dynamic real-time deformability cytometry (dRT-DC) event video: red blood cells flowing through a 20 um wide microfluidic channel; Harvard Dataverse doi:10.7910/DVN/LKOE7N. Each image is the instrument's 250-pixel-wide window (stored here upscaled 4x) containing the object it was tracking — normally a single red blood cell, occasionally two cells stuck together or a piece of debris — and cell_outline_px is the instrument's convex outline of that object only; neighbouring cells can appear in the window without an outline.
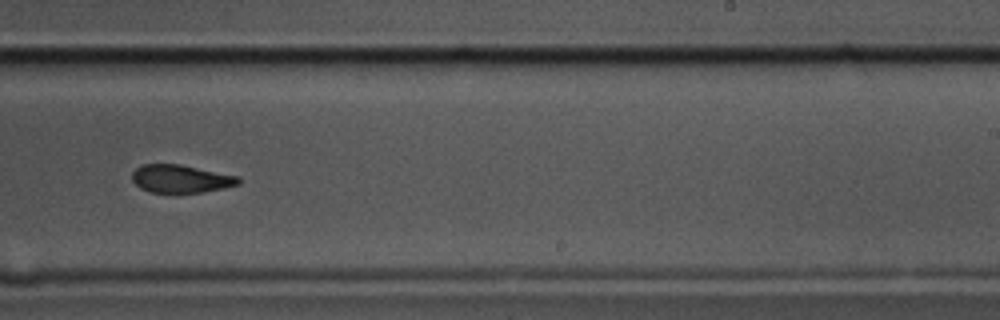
{"species": "common noctule bat (a hibernating species)", "species_latin": "Nyctalus noctula", "temperature_condition": "cold", "stored_images_in_passage": 11, "camera_frame_rate_fps": 3000, "um_per_image_px": 0.085, "animal": {"sex": "male", "body_mass_g": 17.5, "forearm_length_mm": 52.3}, "frame": {"image": 1, "passage_image": 10, "time_ms": 3.0, "image_size_px": [1000, 320], "cell_outline_px": [[240, 184], [224, 188], [200, 192], [152, 192], [140, 188], [132, 180], [132, 172], [136, 168], [144, 164], [180, 164], [240, 176]], "centroid_in_image_um": [15.39, 15.18], "position_along_channel_um": 273.6, "area_um2": 17.28}}
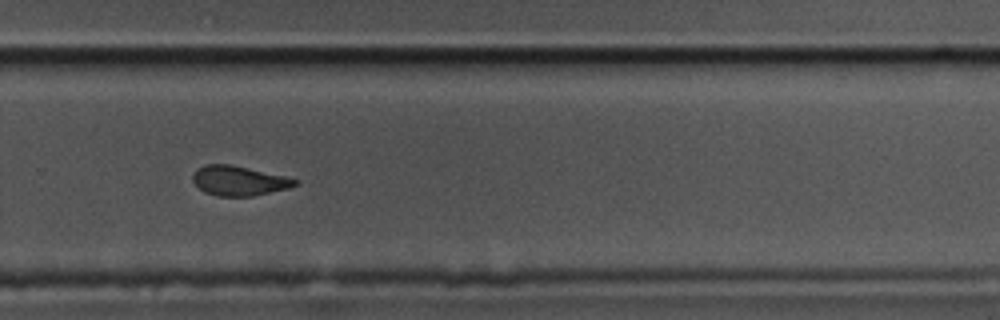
{"frame": {"image": 2, "passage_image": 11, "time_ms": 3.333, "image_size_px": [1000, 320], "cell_outline_px": [[300, 184], [288, 188], [252, 196], [216, 196], [204, 192], [192, 180], [192, 176], [196, 168], [204, 164], [228, 164], [288, 176], [300, 180]], "centroid_in_image_um": [20.33, 15.36], "position_along_channel_um": 309.5, "area_um2": 17.86}}